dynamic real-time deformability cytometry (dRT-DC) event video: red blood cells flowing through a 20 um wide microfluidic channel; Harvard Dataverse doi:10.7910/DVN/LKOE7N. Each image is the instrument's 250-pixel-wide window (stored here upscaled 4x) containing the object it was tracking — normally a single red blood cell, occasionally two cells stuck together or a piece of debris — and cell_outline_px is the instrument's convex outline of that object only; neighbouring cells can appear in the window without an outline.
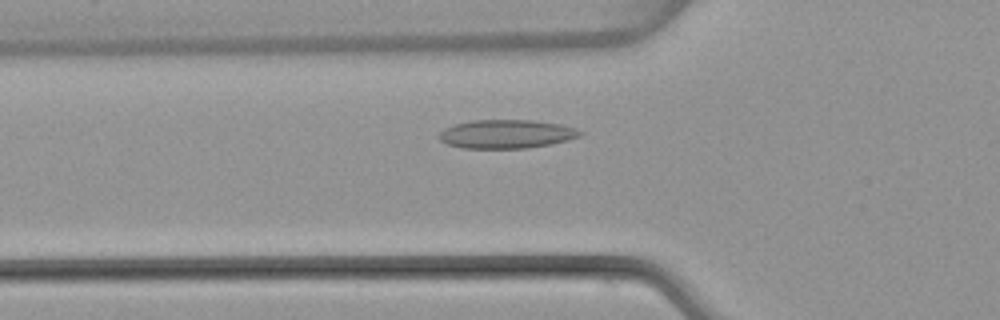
{"species": "common noctule bat (a hibernating species)", "species_latin": "Nyctalus noctula", "temperature_condition": "warm", "stored_images_in_passage": 35, "camera_frame_rate_fps": 3000, "um_per_image_px": 0.085, "animal": {"sex": "female", "body_mass_g": 22.7, "forearm_length_mm": 54.2}, "frame": {"image": 1, "passage_image": 5, "time_ms": 1.333, "image_size_px": [1000, 320], "cell_outline_px": [[584, 132], [580, 136], [568, 140], [528, 148], [460, 148], [448, 144], [440, 140], [440, 132], [444, 128], [456, 124], [472, 120], [532, 120], [560, 124], [576, 128]], "centroid_in_image_um": [43.06, 11.39], "position_along_channel_um": 82.7, "area_um2": 23.47}}
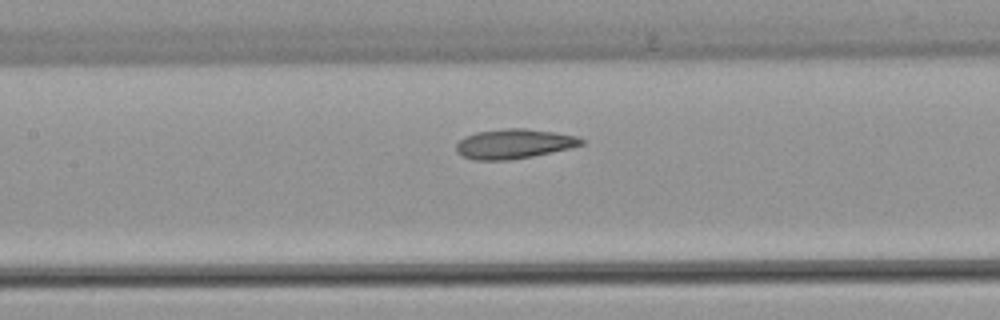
{"frame": {"image": 2, "passage_image": 11, "time_ms": 3.333, "image_size_px": [1000, 320], "cell_outline_px": [[584, 144], [568, 148], [532, 156], [508, 160], [472, 160], [464, 156], [456, 148], [456, 144], [464, 136], [476, 132], [508, 128], [524, 128], [552, 132], [576, 136], [584, 140]], "centroid_in_image_um": [43.66, 12.22], "position_along_channel_um": 163.7, "area_um2": 21.27}}
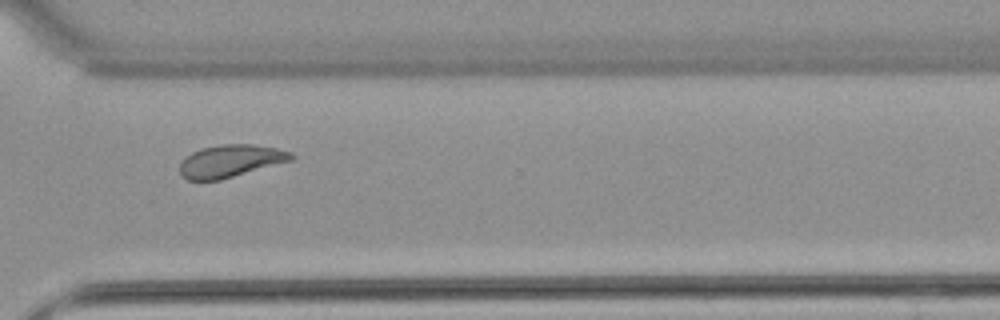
{"frame": {"image": 3, "passage_image": 25, "time_ms": 8.0, "image_size_px": [1000, 320], "cell_outline_px": [[296, 156], [292, 160], [220, 180], [188, 180], [180, 176], [180, 164], [192, 152], [200, 148], [220, 144], [252, 144], [276, 148], [292, 152]], "centroid_in_image_um": [19.6, 13.68], "position_along_channel_um": 351.0, "area_um2": 21.04}, "authors_computed_cell_mechanics": {"area_um2": 21.097, "velocity_mm_per_s": 4.0221, "shape_relaxation_time_tau1_ms": null, "shape_relaxation_time_tau2_ms": 2.2601, "deformation_change_tau1": null, "deformation_change_tau2": 0.0726}}